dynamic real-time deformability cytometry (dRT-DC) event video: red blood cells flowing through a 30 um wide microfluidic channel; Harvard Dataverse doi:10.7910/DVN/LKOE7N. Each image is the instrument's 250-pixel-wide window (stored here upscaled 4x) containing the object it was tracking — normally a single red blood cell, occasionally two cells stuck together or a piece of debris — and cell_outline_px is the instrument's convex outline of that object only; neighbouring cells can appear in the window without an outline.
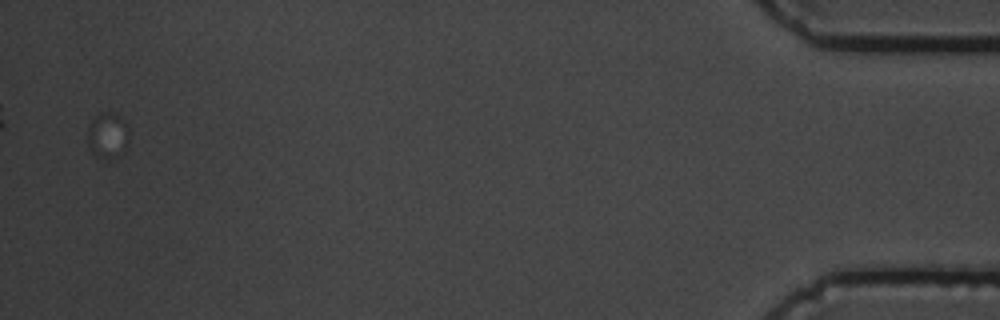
{"species": "common noctule bat (a hibernating species)", "species_latin": "Nyctalus noctula", "temperature_condition": "cold", "stored_images_in_passage": 19, "segment_of_instrument_passage": [3, 3], "camera_frame_rate_fps": 3000, "um_per_image_px": 0.085, "animal": {"sex": "male", "body_mass_g": 19.5, "forearm_length_mm": 54.6}, "frame": {"image": 1, "passage_image": 19, "time_ms": 21.0, "image_size_px": [1000, 320], "cell_outline_px": [[128, 140], [124, 152], [112, 156], [96, 156], [88, 148], [88, 128], [92, 120], [100, 112], [112, 112], [120, 116], [128, 124]], "centroid_in_image_um": [9.16, 11.45], "position_along_channel_um": 426.0, "area_um2": 10.87}}